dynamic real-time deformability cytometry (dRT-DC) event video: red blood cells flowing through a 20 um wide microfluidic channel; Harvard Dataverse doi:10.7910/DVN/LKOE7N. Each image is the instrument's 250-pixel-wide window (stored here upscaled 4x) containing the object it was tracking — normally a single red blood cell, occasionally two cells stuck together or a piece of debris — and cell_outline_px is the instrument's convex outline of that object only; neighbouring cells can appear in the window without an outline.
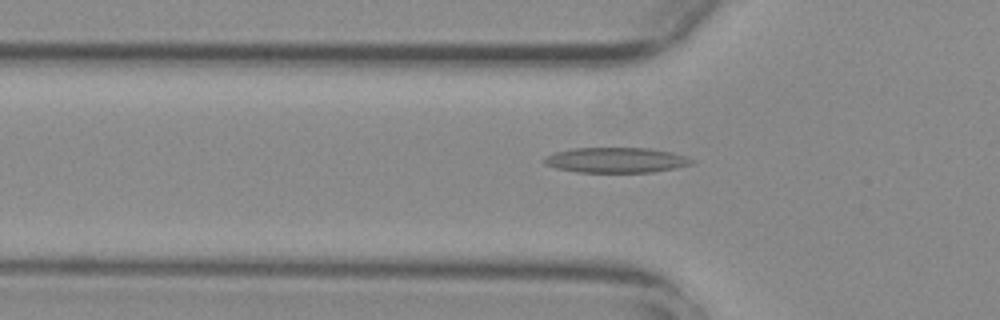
{"species": "common noctule bat (a hibernating species)", "species_latin": "Nyctalus noctula", "temperature_condition": "warm", "stored_images_in_passage": 52, "camera_frame_rate_fps": 3000, "um_per_image_px": 0.085, "animal": {"sex": "female", "body_mass_g": 29.2, "forearm_length_mm": 56.3}, "frame": {"image": 1, "passage_image": 16, "time_ms": 5.0, "image_size_px": [1000, 320], "cell_outline_px": [[692, 164], [676, 168], [652, 172], [576, 172], [556, 168], [544, 164], [544, 160], [548, 156], [556, 152], [572, 148], [648, 148], [672, 152], [684, 156], [692, 160]], "centroid_in_image_um": [52.36, 13.61], "position_along_channel_um": 73.4, "area_um2": 21.5}}
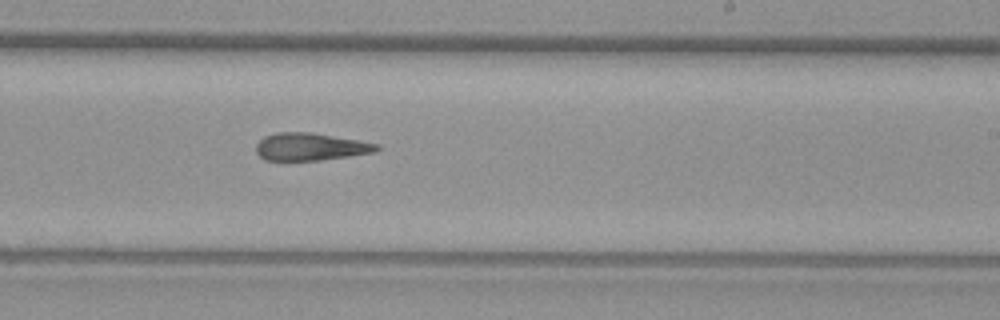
{"frame": {"image": 2, "passage_image": 31, "time_ms": 10.0, "image_size_px": [1000, 320], "cell_outline_px": [[380, 148], [376, 152], [320, 160], [264, 160], [256, 152], [256, 144], [264, 136], [276, 132], [312, 132], [380, 144]], "centroid_in_image_um": [26.38, 12.47], "position_along_channel_um": 262.6, "area_um2": 19.36}}
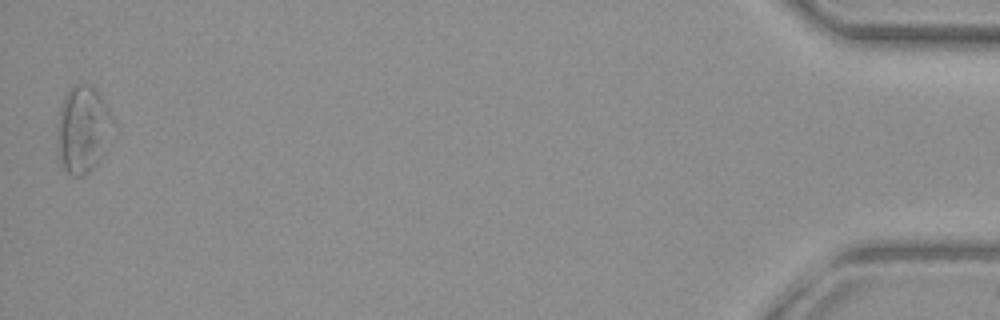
{"frame": {"image": 3, "passage_image": 52, "time_ms": 17.0, "image_size_px": [1000, 320], "cell_outline_px": [[116, 124], [96, 164], [84, 176], [72, 176], [64, 168], [60, 160], [56, 140], [56, 128], [60, 108], [64, 96], [72, 84], [88, 84], [96, 88]], "centroid_in_image_um": [7.02, 10.96], "position_along_channel_um": 428.2, "area_um2": 28.26}}